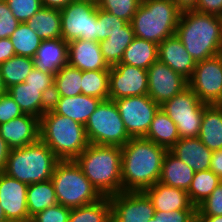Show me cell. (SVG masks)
I'll return each mask as SVG.
<instances>
[{"label":"cell","instance_id":"obj_14","mask_svg":"<svg viewBox=\"0 0 222 222\" xmlns=\"http://www.w3.org/2000/svg\"><path fill=\"white\" fill-rule=\"evenodd\" d=\"M148 96L161 106L188 87V80L157 60L148 69Z\"/></svg>","mask_w":222,"mask_h":222},{"label":"cell","instance_id":"obj_1","mask_svg":"<svg viewBox=\"0 0 222 222\" xmlns=\"http://www.w3.org/2000/svg\"><path fill=\"white\" fill-rule=\"evenodd\" d=\"M167 151L144 137L131 138L122 146V192L144 191L159 182Z\"/></svg>","mask_w":222,"mask_h":222},{"label":"cell","instance_id":"obj_30","mask_svg":"<svg viewBox=\"0 0 222 222\" xmlns=\"http://www.w3.org/2000/svg\"><path fill=\"white\" fill-rule=\"evenodd\" d=\"M26 24L41 40L62 38L60 10L42 7Z\"/></svg>","mask_w":222,"mask_h":222},{"label":"cell","instance_id":"obj_58","mask_svg":"<svg viewBox=\"0 0 222 222\" xmlns=\"http://www.w3.org/2000/svg\"><path fill=\"white\" fill-rule=\"evenodd\" d=\"M8 222H31V220H25V221H8Z\"/></svg>","mask_w":222,"mask_h":222},{"label":"cell","instance_id":"obj_26","mask_svg":"<svg viewBox=\"0 0 222 222\" xmlns=\"http://www.w3.org/2000/svg\"><path fill=\"white\" fill-rule=\"evenodd\" d=\"M198 138L212 152L222 149V107L205 105Z\"/></svg>","mask_w":222,"mask_h":222},{"label":"cell","instance_id":"obj_32","mask_svg":"<svg viewBox=\"0 0 222 222\" xmlns=\"http://www.w3.org/2000/svg\"><path fill=\"white\" fill-rule=\"evenodd\" d=\"M82 71L72 66H63L54 77L52 97H74L81 95Z\"/></svg>","mask_w":222,"mask_h":222},{"label":"cell","instance_id":"obj_59","mask_svg":"<svg viewBox=\"0 0 222 222\" xmlns=\"http://www.w3.org/2000/svg\"><path fill=\"white\" fill-rule=\"evenodd\" d=\"M217 105L222 107V97H221V99H220V101H219V103Z\"/></svg>","mask_w":222,"mask_h":222},{"label":"cell","instance_id":"obj_9","mask_svg":"<svg viewBox=\"0 0 222 222\" xmlns=\"http://www.w3.org/2000/svg\"><path fill=\"white\" fill-rule=\"evenodd\" d=\"M205 105L187 87L163 103L160 108L176 124L180 138H191L199 135Z\"/></svg>","mask_w":222,"mask_h":222},{"label":"cell","instance_id":"obj_34","mask_svg":"<svg viewBox=\"0 0 222 222\" xmlns=\"http://www.w3.org/2000/svg\"><path fill=\"white\" fill-rule=\"evenodd\" d=\"M111 214L109 197H103L93 204L72 208L68 222H107Z\"/></svg>","mask_w":222,"mask_h":222},{"label":"cell","instance_id":"obj_28","mask_svg":"<svg viewBox=\"0 0 222 222\" xmlns=\"http://www.w3.org/2000/svg\"><path fill=\"white\" fill-rule=\"evenodd\" d=\"M144 138L169 150L180 139V136L176 124L160 108Z\"/></svg>","mask_w":222,"mask_h":222},{"label":"cell","instance_id":"obj_15","mask_svg":"<svg viewBox=\"0 0 222 222\" xmlns=\"http://www.w3.org/2000/svg\"><path fill=\"white\" fill-rule=\"evenodd\" d=\"M112 214L120 222H150L155 208L144 191L120 192L109 197Z\"/></svg>","mask_w":222,"mask_h":222},{"label":"cell","instance_id":"obj_39","mask_svg":"<svg viewBox=\"0 0 222 222\" xmlns=\"http://www.w3.org/2000/svg\"><path fill=\"white\" fill-rule=\"evenodd\" d=\"M128 22L97 8L98 42L108 39L112 34L120 31Z\"/></svg>","mask_w":222,"mask_h":222},{"label":"cell","instance_id":"obj_23","mask_svg":"<svg viewBox=\"0 0 222 222\" xmlns=\"http://www.w3.org/2000/svg\"><path fill=\"white\" fill-rule=\"evenodd\" d=\"M144 192L150 198L155 211H174L184 209H196L191 203L187 191L169 187L160 182L148 187Z\"/></svg>","mask_w":222,"mask_h":222},{"label":"cell","instance_id":"obj_5","mask_svg":"<svg viewBox=\"0 0 222 222\" xmlns=\"http://www.w3.org/2000/svg\"><path fill=\"white\" fill-rule=\"evenodd\" d=\"M181 12L173 0H141L130 22L135 37L159 45L175 35Z\"/></svg>","mask_w":222,"mask_h":222},{"label":"cell","instance_id":"obj_6","mask_svg":"<svg viewBox=\"0 0 222 222\" xmlns=\"http://www.w3.org/2000/svg\"><path fill=\"white\" fill-rule=\"evenodd\" d=\"M60 159L40 139L22 148L11 149L3 173L27 185L51 180Z\"/></svg>","mask_w":222,"mask_h":222},{"label":"cell","instance_id":"obj_36","mask_svg":"<svg viewBox=\"0 0 222 222\" xmlns=\"http://www.w3.org/2000/svg\"><path fill=\"white\" fill-rule=\"evenodd\" d=\"M15 55L34 58L42 42L40 37L26 23H20L10 37Z\"/></svg>","mask_w":222,"mask_h":222},{"label":"cell","instance_id":"obj_35","mask_svg":"<svg viewBox=\"0 0 222 222\" xmlns=\"http://www.w3.org/2000/svg\"><path fill=\"white\" fill-rule=\"evenodd\" d=\"M220 182L221 179L210 169L196 172L187 191L191 203L197 207L212 193Z\"/></svg>","mask_w":222,"mask_h":222},{"label":"cell","instance_id":"obj_17","mask_svg":"<svg viewBox=\"0 0 222 222\" xmlns=\"http://www.w3.org/2000/svg\"><path fill=\"white\" fill-rule=\"evenodd\" d=\"M40 118L23 114L0 124V135L11 149L22 148L40 139Z\"/></svg>","mask_w":222,"mask_h":222},{"label":"cell","instance_id":"obj_51","mask_svg":"<svg viewBox=\"0 0 222 222\" xmlns=\"http://www.w3.org/2000/svg\"><path fill=\"white\" fill-rule=\"evenodd\" d=\"M40 1L42 7L61 10L75 0H40Z\"/></svg>","mask_w":222,"mask_h":222},{"label":"cell","instance_id":"obj_53","mask_svg":"<svg viewBox=\"0 0 222 222\" xmlns=\"http://www.w3.org/2000/svg\"><path fill=\"white\" fill-rule=\"evenodd\" d=\"M197 222H222V215H219V216H197Z\"/></svg>","mask_w":222,"mask_h":222},{"label":"cell","instance_id":"obj_38","mask_svg":"<svg viewBox=\"0 0 222 222\" xmlns=\"http://www.w3.org/2000/svg\"><path fill=\"white\" fill-rule=\"evenodd\" d=\"M140 3L141 0H99L97 7L130 23Z\"/></svg>","mask_w":222,"mask_h":222},{"label":"cell","instance_id":"obj_10","mask_svg":"<svg viewBox=\"0 0 222 222\" xmlns=\"http://www.w3.org/2000/svg\"><path fill=\"white\" fill-rule=\"evenodd\" d=\"M97 4L73 1L60 10L62 39L67 43L83 39L98 42Z\"/></svg>","mask_w":222,"mask_h":222},{"label":"cell","instance_id":"obj_37","mask_svg":"<svg viewBox=\"0 0 222 222\" xmlns=\"http://www.w3.org/2000/svg\"><path fill=\"white\" fill-rule=\"evenodd\" d=\"M81 91L83 95L108 100L109 70L82 71Z\"/></svg>","mask_w":222,"mask_h":222},{"label":"cell","instance_id":"obj_2","mask_svg":"<svg viewBox=\"0 0 222 222\" xmlns=\"http://www.w3.org/2000/svg\"><path fill=\"white\" fill-rule=\"evenodd\" d=\"M175 35L195 62L222 53V17L184 10Z\"/></svg>","mask_w":222,"mask_h":222},{"label":"cell","instance_id":"obj_29","mask_svg":"<svg viewBox=\"0 0 222 222\" xmlns=\"http://www.w3.org/2000/svg\"><path fill=\"white\" fill-rule=\"evenodd\" d=\"M135 38L131 23H127L120 31L112 34L108 39L99 42L101 53L109 67L119 64L125 49Z\"/></svg>","mask_w":222,"mask_h":222},{"label":"cell","instance_id":"obj_12","mask_svg":"<svg viewBox=\"0 0 222 222\" xmlns=\"http://www.w3.org/2000/svg\"><path fill=\"white\" fill-rule=\"evenodd\" d=\"M188 87L203 103L218 104L222 97V53L196 62Z\"/></svg>","mask_w":222,"mask_h":222},{"label":"cell","instance_id":"obj_21","mask_svg":"<svg viewBox=\"0 0 222 222\" xmlns=\"http://www.w3.org/2000/svg\"><path fill=\"white\" fill-rule=\"evenodd\" d=\"M33 61L35 69L55 75L68 65V43L62 38L42 40Z\"/></svg>","mask_w":222,"mask_h":222},{"label":"cell","instance_id":"obj_18","mask_svg":"<svg viewBox=\"0 0 222 222\" xmlns=\"http://www.w3.org/2000/svg\"><path fill=\"white\" fill-rule=\"evenodd\" d=\"M68 65L81 71L110 70L101 53L99 42L83 39L68 43Z\"/></svg>","mask_w":222,"mask_h":222},{"label":"cell","instance_id":"obj_4","mask_svg":"<svg viewBox=\"0 0 222 222\" xmlns=\"http://www.w3.org/2000/svg\"><path fill=\"white\" fill-rule=\"evenodd\" d=\"M40 140L60 160H75L88 147L85 126L49 108L40 118Z\"/></svg>","mask_w":222,"mask_h":222},{"label":"cell","instance_id":"obj_47","mask_svg":"<svg viewBox=\"0 0 222 222\" xmlns=\"http://www.w3.org/2000/svg\"><path fill=\"white\" fill-rule=\"evenodd\" d=\"M193 10L203 14L222 17V0H198Z\"/></svg>","mask_w":222,"mask_h":222},{"label":"cell","instance_id":"obj_24","mask_svg":"<svg viewBox=\"0 0 222 222\" xmlns=\"http://www.w3.org/2000/svg\"><path fill=\"white\" fill-rule=\"evenodd\" d=\"M7 93L24 114L41 118L50 108V100L41 92V88L28 86L25 82L9 87Z\"/></svg>","mask_w":222,"mask_h":222},{"label":"cell","instance_id":"obj_22","mask_svg":"<svg viewBox=\"0 0 222 222\" xmlns=\"http://www.w3.org/2000/svg\"><path fill=\"white\" fill-rule=\"evenodd\" d=\"M169 151L194 169L195 173L210 169L213 152L198 137L180 138Z\"/></svg>","mask_w":222,"mask_h":222},{"label":"cell","instance_id":"obj_25","mask_svg":"<svg viewBox=\"0 0 222 222\" xmlns=\"http://www.w3.org/2000/svg\"><path fill=\"white\" fill-rule=\"evenodd\" d=\"M195 171L169 150L165 153L159 182L169 187L188 191Z\"/></svg>","mask_w":222,"mask_h":222},{"label":"cell","instance_id":"obj_43","mask_svg":"<svg viewBox=\"0 0 222 222\" xmlns=\"http://www.w3.org/2000/svg\"><path fill=\"white\" fill-rule=\"evenodd\" d=\"M150 222H197L196 209L155 211Z\"/></svg>","mask_w":222,"mask_h":222},{"label":"cell","instance_id":"obj_19","mask_svg":"<svg viewBox=\"0 0 222 222\" xmlns=\"http://www.w3.org/2000/svg\"><path fill=\"white\" fill-rule=\"evenodd\" d=\"M158 60L189 80L196 67L195 60L176 35L166 38L158 45Z\"/></svg>","mask_w":222,"mask_h":222},{"label":"cell","instance_id":"obj_49","mask_svg":"<svg viewBox=\"0 0 222 222\" xmlns=\"http://www.w3.org/2000/svg\"><path fill=\"white\" fill-rule=\"evenodd\" d=\"M210 170L222 180V149L212 153Z\"/></svg>","mask_w":222,"mask_h":222},{"label":"cell","instance_id":"obj_27","mask_svg":"<svg viewBox=\"0 0 222 222\" xmlns=\"http://www.w3.org/2000/svg\"><path fill=\"white\" fill-rule=\"evenodd\" d=\"M157 60L158 44L135 37L125 49L120 63L147 70Z\"/></svg>","mask_w":222,"mask_h":222},{"label":"cell","instance_id":"obj_48","mask_svg":"<svg viewBox=\"0 0 222 222\" xmlns=\"http://www.w3.org/2000/svg\"><path fill=\"white\" fill-rule=\"evenodd\" d=\"M14 55L15 50L10 38L0 39V64L9 60Z\"/></svg>","mask_w":222,"mask_h":222},{"label":"cell","instance_id":"obj_50","mask_svg":"<svg viewBox=\"0 0 222 222\" xmlns=\"http://www.w3.org/2000/svg\"><path fill=\"white\" fill-rule=\"evenodd\" d=\"M10 151L8 143L0 135V172L5 170Z\"/></svg>","mask_w":222,"mask_h":222},{"label":"cell","instance_id":"obj_41","mask_svg":"<svg viewBox=\"0 0 222 222\" xmlns=\"http://www.w3.org/2000/svg\"><path fill=\"white\" fill-rule=\"evenodd\" d=\"M197 216L222 215V180L212 193L196 207Z\"/></svg>","mask_w":222,"mask_h":222},{"label":"cell","instance_id":"obj_8","mask_svg":"<svg viewBox=\"0 0 222 222\" xmlns=\"http://www.w3.org/2000/svg\"><path fill=\"white\" fill-rule=\"evenodd\" d=\"M89 144L124 146L131 137L113 100L102 101L85 125Z\"/></svg>","mask_w":222,"mask_h":222},{"label":"cell","instance_id":"obj_56","mask_svg":"<svg viewBox=\"0 0 222 222\" xmlns=\"http://www.w3.org/2000/svg\"><path fill=\"white\" fill-rule=\"evenodd\" d=\"M107 222H120V220H118L113 214H111Z\"/></svg>","mask_w":222,"mask_h":222},{"label":"cell","instance_id":"obj_52","mask_svg":"<svg viewBox=\"0 0 222 222\" xmlns=\"http://www.w3.org/2000/svg\"><path fill=\"white\" fill-rule=\"evenodd\" d=\"M177 6L182 10H193L198 0H173Z\"/></svg>","mask_w":222,"mask_h":222},{"label":"cell","instance_id":"obj_33","mask_svg":"<svg viewBox=\"0 0 222 222\" xmlns=\"http://www.w3.org/2000/svg\"><path fill=\"white\" fill-rule=\"evenodd\" d=\"M33 69V58L19 55H14L9 60L0 64L2 80L6 89L13 85L25 82L26 77Z\"/></svg>","mask_w":222,"mask_h":222},{"label":"cell","instance_id":"obj_13","mask_svg":"<svg viewBox=\"0 0 222 222\" xmlns=\"http://www.w3.org/2000/svg\"><path fill=\"white\" fill-rule=\"evenodd\" d=\"M148 94V73L128 64H116L109 70V100Z\"/></svg>","mask_w":222,"mask_h":222},{"label":"cell","instance_id":"obj_42","mask_svg":"<svg viewBox=\"0 0 222 222\" xmlns=\"http://www.w3.org/2000/svg\"><path fill=\"white\" fill-rule=\"evenodd\" d=\"M54 77L55 75L49 72L34 68L26 77L25 83L34 88H41V92L51 101L54 89Z\"/></svg>","mask_w":222,"mask_h":222},{"label":"cell","instance_id":"obj_57","mask_svg":"<svg viewBox=\"0 0 222 222\" xmlns=\"http://www.w3.org/2000/svg\"><path fill=\"white\" fill-rule=\"evenodd\" d=\"M77 1H89V2H92L95 4H97L99 2V0H77Z\"/></svg>","mask_w":222,"mask_h":222},{"label":"cell","instance_id":"obj_16","mask_svg":"<svg viewBox=\"0 0 222 222\" xmlns=\"http://www.w3.org/2000/svg\"><path fill=\"white\" fill-rule=\"evenodd\" d=\"M28 186L0 172V205L8 221L31 220L27 209Z\"/></svg>","mask_w":222,"mask_h":222},{"label":"cell","instance_id":"obj_54","mask_svg":"<svg viewBox=\"0 0 222 222\" xmlns=\"http://www.w3.org/2000/svg\"><path fill=\"white\" fill-rule=\"evenodd\" d=\"M6 92H7V89L3 83L2 75H1V71H0V95L4 94Z\"/></svg>","mask_w":222,"mask_h":222},{"label":"cell","instance_id":"obj_20","mask_svg":"<svg viewBox=\"0 0 222 222\" xmlns=\"http://www.w3.org/2000/svg\"><path fill=\"white\" fill-rule=\"evenodd\" d=\"M102 101L83 94L74 97H52L50 108L58 115L69 117L85 126L90 115Z\"/></svg>","mask_w":222,"mask_h":222},{"label":"cell","instance_id":"obj_45","mask_svg":"<svg viewBox=\"0 0 222 222\" xmlns=\"http://www.w3.org/2000/svg\"><path fill=\"white\" fill-rule=\"evenodd\" d=\"M20 22L9 9L6 1L0 2V39L10 38Z\"/></svg>","mask_w":222,"mask_h":222},{"label":"cell","instance_id":"obj_40","mask_svg":"<svg viewBox=\"0 0 222 222\" xmlns=\"http://www.w3.org/2000/svg\"><path fill=\"white\" fill-rule=\"evenodd\" d=\"M12 14L20 23H26L42 8L40 0H5Z\"/></svg>","mask_w":222,"mask_h":222},{"label":"cell","instance_id":"obj_3","mask_svg":"<svg viewBox=\"0 0 222 222\" xmlns=\"http://www.w3.org/2000/svg\"><path fill=\"white\" fill-rule=\"evenodd\" d=\"M122 147L89 144L75 159L85 176L103 197L122 192Z\"/></svg>","mask_w":222,"mask_h":222},{"label":"cell","instance_id":"obj_31","mask_svg":"<svg viewBox=\"0 0 222 222\" xmlns=\"http://www.w3.org/2000/svg\"><path fill=\"white\" fill-rule=\"evenodd\" d=\"M58 203L51 180L30 184L27 189V209L29 217Z\"/></svg>","mask_w":222,"mask_h":222},{"label":"cell","instance_id":"obj_46","mask_svg":"<svg viewBox=\"0 0 222 222\" xmlns=\"http://www.w3.org/2000/svg\"><path fill=\"white\" fill-rule=\"evenodd\" d=\"M23 114L19 105L7 92L0 95V124H4Z\"/></svg>","mask_w":222,"mask_h":222},{"label":"cell","instance_id":"obj_7","mask_svg":"<svg viewBox=\"0 0 222 222\" xmlns=\"http://www.w3.org/2000/svg\"><path fill=\"white\" fill-rule=\"evenodd\" d=\"M51 181L58 204L70 209L93 204L103 198L75 160H60Z\"/></svg>","mask_w":222,"mask_h":222},{"label":"cell","instance_id":"obj_55","mask_svg":"<svg viewBox=\"0 0 222 222\" xmlns=\"http://www.w3.org/2000/svg\"><path fill=\"white\" fill-rule=\"evenodd\" d=\"M0 222H8L1 205H0Z\"/></svg>","mask_w":222,"mask_h":222},{"label":"cell","instance_id":"obj_11","mask_svg":"<svg viewBox=\"0 0 222 222\" xmlns=\"http://www.w3.org/2000/svg\"><path fill=\"white\" fill-rule=\"evenodd\" d=\"M114 102L128 135L131 138L145 137L160 106L148 94L116 99Z\"/></svg>","mask_w":222,"mask_h":222},{"label":"cell","instance_id":"obj_44","mask_svg":"<svg viewBox=\"0 0 222 222\" xmlns=\"http://www.w3.org/2000/svg\"><path fill=\"white\" fill-rule=\"evenodd\" d=\"M70 212V208L57 203L34 215L31 222H68Z\"/></svg>","mask_w":222,"mask_h":222}]
</instances>
